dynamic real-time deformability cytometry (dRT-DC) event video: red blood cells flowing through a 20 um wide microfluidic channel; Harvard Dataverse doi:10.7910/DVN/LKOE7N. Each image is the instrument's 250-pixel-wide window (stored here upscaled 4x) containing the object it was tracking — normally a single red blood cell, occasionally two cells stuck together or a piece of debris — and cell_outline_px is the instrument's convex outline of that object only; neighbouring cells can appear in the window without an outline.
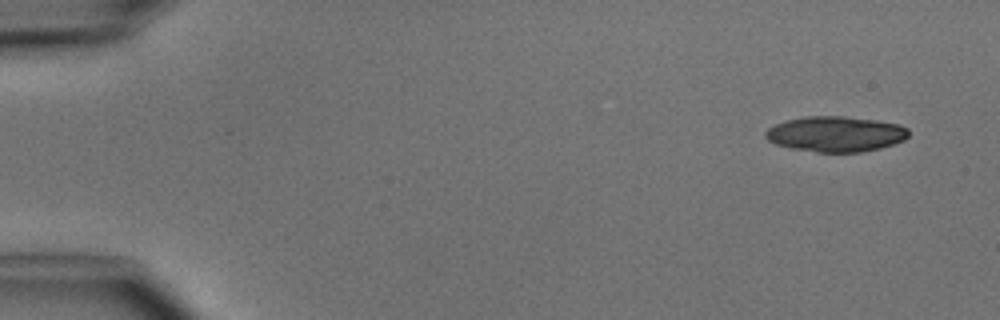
{"species": "common noctule bat (a hibernating species)", "species_latin": "Nyctalus noctula", "temperature_condition": "cold", "stored_images_in_passage": 5, "segment_of_instrument_passage": [1, 2], "camera_frame_rate_fps": 3000, "um_per_image_px": 0.085, "animal": {"sex": "male", "body_mass_g": 15.6}, "frame": {"image": 1, "passage_image": 1, "time_ms": 0.0, "image_size_px": [1000, 320], "cell_outline_px": [[908, 136], [904, 140], [880, 148], [860, 152], [816, 152], [792, 148], [776, 144], [768, 140], [764, 136], [764, 132], [768, 128], [784, 120], [804, 116], [844, 116], [876, 120], [900, 124], [908, 128]], "centroid_in_image_um": [71.02, 11.38], "position_along_channel_um": 14.0, "area_um2": 29.65}}